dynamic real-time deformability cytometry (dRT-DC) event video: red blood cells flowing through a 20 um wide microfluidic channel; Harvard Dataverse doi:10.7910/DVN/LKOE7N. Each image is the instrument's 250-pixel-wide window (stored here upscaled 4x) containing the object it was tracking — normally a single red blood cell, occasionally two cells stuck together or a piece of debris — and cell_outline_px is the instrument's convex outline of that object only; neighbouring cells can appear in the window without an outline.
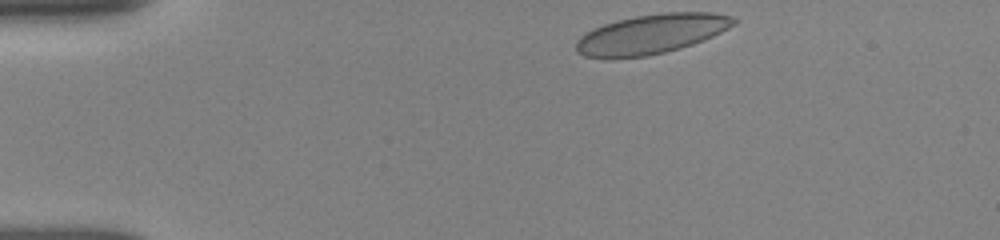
{"species": "human", "species_latin": "Homo sapiens", "temperature_condition": "room temperature", "stored_images_in_passage": 20, "camera_frame_rate_fps": 3000, "um_per_image_px": 0.085, "donor": {"sex": "female"}, "frame": {"image": 1, "passage_image": 1, "time_ms": 0.0, "image_size_px": [1000, 240], "cell_outline_px": [[736, 24], [712, 36], [692, 44], [680, 48], [648, 56], [584, 56], [576, 52], [576, 40], [580, 36], [604, 24], [616, 20], [636, 16], [664, 12], [712, 12], [732, 16], [736, 20]], "centroid_in_image_um": [55.41, 2.86], "position_along_channel_um": 29.6, "area_um2": 35.66}}
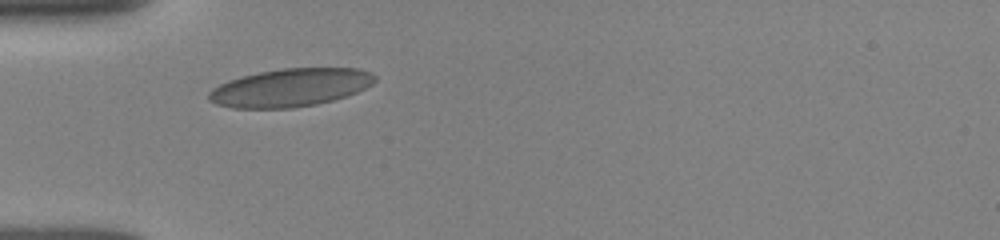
{"frame": {"image": 2, "passage_image": 18, "time_ms": 2.333, "image_size_px": [1000, 240], "cell_outline_px": [[376, 80], [372, 84], [356, 92], [332, 100], [316, 104], [292, 108], [232, 108], [216, 104], [208, 100], [208, 92], [212, 88], [228, 80], [240, 76], [280, 68], [360, 68], [372, 72], [376, 76]], "centroid_in_image_um": [24.66, 7.44], "position_along_channel_um": 60.3, "area_um2": 36.93}}